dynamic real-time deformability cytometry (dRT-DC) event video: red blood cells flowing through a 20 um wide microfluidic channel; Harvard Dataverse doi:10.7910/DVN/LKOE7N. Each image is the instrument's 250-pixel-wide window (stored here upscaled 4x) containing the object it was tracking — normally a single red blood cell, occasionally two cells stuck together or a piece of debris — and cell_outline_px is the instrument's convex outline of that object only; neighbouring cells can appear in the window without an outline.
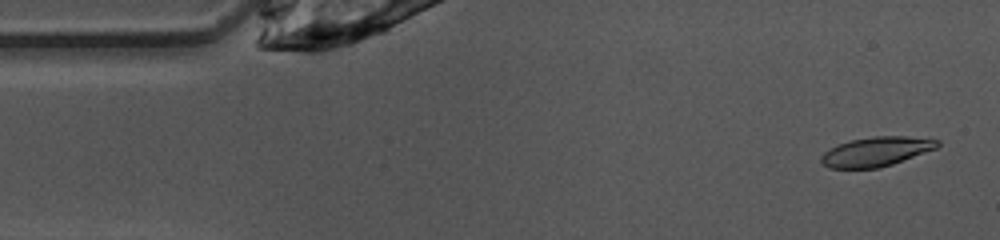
{"species": "common noctule bat (a hibernating species)", "species_latin": "Nyctalus noctula", "temperature_condition": "warm", "stored_images_in_passage": 48, "camera_frame_rate_fps": 3000, "um_per_image_px": 0.085, "animal": {"sex": "female", "body_mass_g": 10.0, "forearm_length_mm": 53.1}, "frame": {"image": 1, "passage_image": 2, "time_ms": 0.333, "image_size_px": [1000, 240], "cell_outline_px": [[940, 144], [936, 148], [892, 164], [880, 168], [828, 168], [820, 164], [820, 156], [824, 152], [840, 144], [852, 140], [872, 136], [904, 136], [940, 140]], "centroid_in_image_um": [74.44, 12.89], "position_along_channel_um": 10.6, "area_um2": 19.77}}
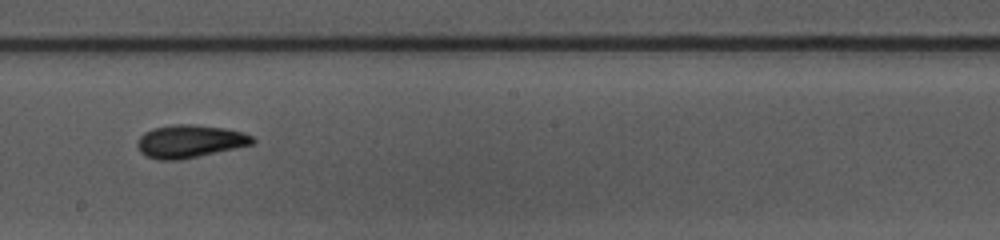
{"frame": {"image": 2, "passage_image": 25, "time_ms": 8.0, "image_size_px": [1000, 240], "cell_outline_px": [[256, 144], [180, 160], [156, 160], [140, 152], [136, 144], [136, 140], [144, 132], [152, 128], [172, 124], [192, 124], [224, 128], [244, 132], [252, 136], [256, 140]], "centroid_in_image_um": [16.14, 12.01], "position_along_channel_um": 232.1, "area_um2": 22.37}}
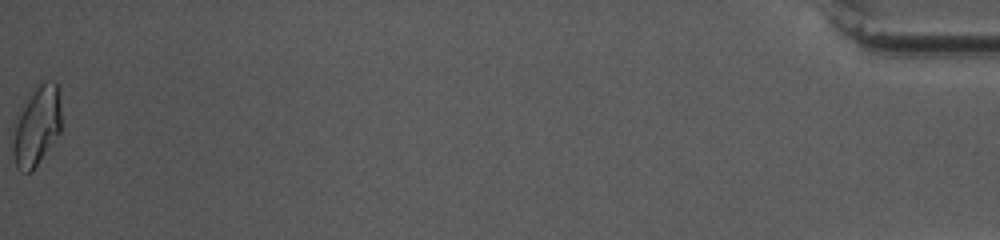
{"frame": {"image": 3, "passage_image": 48, "time_ms": 15.667, "image_size_px": [1000, 240], "cell_outline_px": [[60, 132], [36, 164], [28, 172], [20, 172], [16, 168], [12, 152], [12, 124], [28, 92], [36, 84], [44, 80], [48, 80], [56, 84], [60, 104]], "centroid_in_image_um": [3.04, 10.65], "position_along_channel_um": 432.2, "area_um2": 22.77}, "authors_computed_cell_mechanics": {"area_um2": 20.519, "velocity_mm_per_s": 4.038, "shape_relaxation_time_tau1_ms": 2.8988, "shape_relaxation_time_tau2_ms": 1.9812, "deformation_change_tau1": 0.1487, "deformation_change_tau2": 0.0797}}